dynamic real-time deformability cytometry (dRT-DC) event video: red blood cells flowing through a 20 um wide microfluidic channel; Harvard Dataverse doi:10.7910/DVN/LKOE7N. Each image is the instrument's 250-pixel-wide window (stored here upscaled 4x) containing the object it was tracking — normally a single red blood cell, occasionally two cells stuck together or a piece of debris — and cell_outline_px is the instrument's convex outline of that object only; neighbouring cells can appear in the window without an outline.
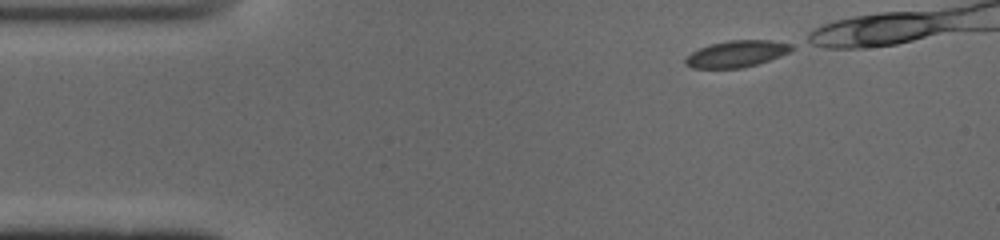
{"species": "common noctule bat (a hibernating species)", "species_latin": "Nyctalus noctula", "temperature_condition": "cold", "stored_images_in_passage": 36, "camera_frame_rate_fps": 3000, "um_per_image_px": 0.085, "animal": {"sex": "male", "body_mass_g": 19.0, "forearm_length_mm": 50.8}, "frame": {"image": 1, "passage_image": 1, "time_ms": 0.0, "image_size_px": [1000, 240], "cell_outline_px": [[792, 48], [788, 52], [780, 56], [756, 64], [740, 68], [692, 68], [684, 64], [684, 60], [692, 52], [700, 48], [712, 44], [728, 40], [768, 40], [792, 44]], "centroid_in_image_um": [62.58, 4.58], "position_along_channel_um": 22.4, "area_um2": 16.18}}
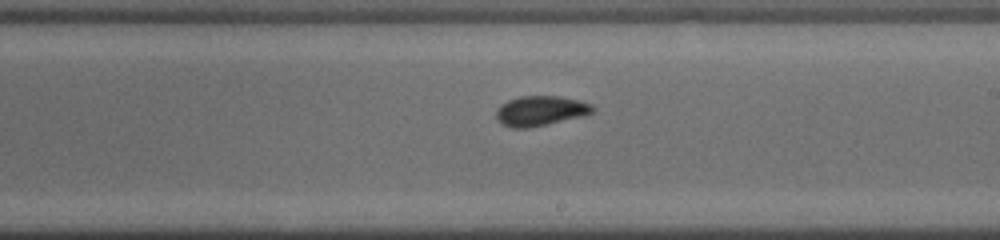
{"frame": {"image": 2, "passage_image": 23, "time_ms": 7.333, "image_size_px": [1000, 240], "cell_outline_px": [[596, 108], [592, 112], [584, 116], [548, 124], [528, 128], [512, 128], [500, 124], [496, 116], [496, 112], [508, 100], [520, 96], [560, 96], [592, 104]], "centroid_in_image_um": [45.96, 9.43], "position_along_channel_um": 243.0, "area_um2": 16.76}}
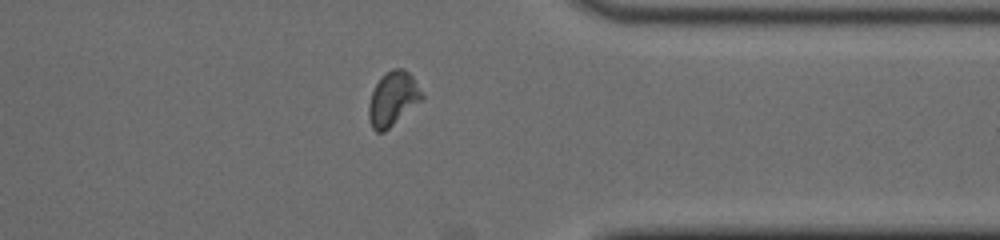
{"frame": {"image": 3, "passage_image": 34, "time_ms": 11.0, "image_size_px": [1000, 240], "cell_outline_px": [[424, 100], [384, 132], [376, 132], [372, 128], [368, 116], [368, 104], [372, 92], [376, 84], [392, 68], [404, 68], [412, 76], [424, 96]], "centroid_in_image_um": [33.41, 8.42], "position_along_channel_um": 378.0, "area_um2": 16.76}}